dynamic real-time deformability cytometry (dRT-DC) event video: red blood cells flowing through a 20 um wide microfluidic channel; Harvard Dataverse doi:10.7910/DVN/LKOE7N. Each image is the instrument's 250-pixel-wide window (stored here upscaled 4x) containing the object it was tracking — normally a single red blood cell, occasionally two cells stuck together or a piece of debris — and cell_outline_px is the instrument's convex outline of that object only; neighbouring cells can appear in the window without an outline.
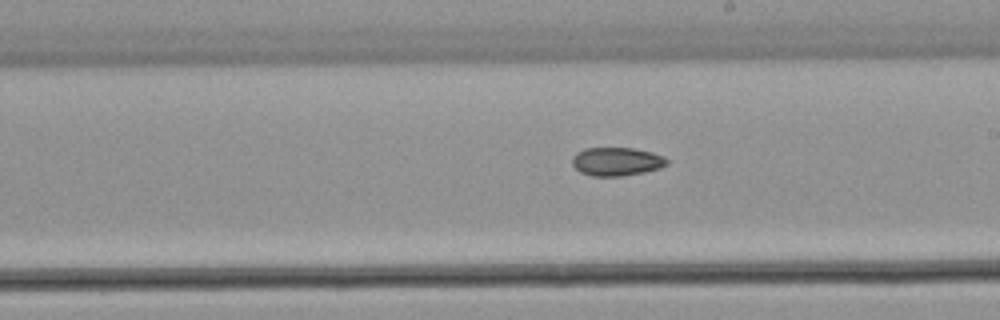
{"species": "common noctule bat (a hibernating species)", "species_latin": "Nyctalus noctula", "temperature_condition": "warm", "stored_images_in_passage": 20, "camera_frame_rate_fps": 3000, "um_per_image_px": 0.085, "animal": {"sex": "male", "body_mass_g": 21.5, "forearm_length_mm": 52.0}, "frame": {"image": 1, "passage_image": 9, "time_ms": 2.667, "image_size_px": [1000, 320], "cell_outline_px": [[668, 164], [660, 168], [644, 172], [620, 176], [592, 176], [580, 172], [572, 164], [572, 156], [576, 152], [584, 148], [632, 148], [652, 152], [664, 156], [668, 160]], "centroid_in_image_um": [52.4, 13.72], "position_along_channel_um": 236.6, "area_um2": 15.78}}